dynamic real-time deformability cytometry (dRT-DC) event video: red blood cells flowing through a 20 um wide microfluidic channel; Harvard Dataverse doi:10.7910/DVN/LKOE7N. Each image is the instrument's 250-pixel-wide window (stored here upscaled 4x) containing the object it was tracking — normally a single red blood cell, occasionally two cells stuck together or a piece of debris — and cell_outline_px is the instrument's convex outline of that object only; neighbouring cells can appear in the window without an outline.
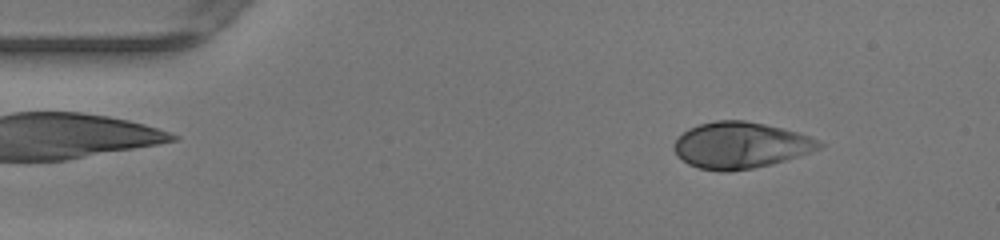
{"species": "human", "species_latin": "Homo sapiens", "temperature_condition": "warm", "stored_images_in_passage": 47, "camera_frame_rate_fps": 3000, "um_per_image_px": 0.085, "donor": {"sex": "female"}, "frame": {"image": 1, "passage_image": 5, "time_ms": 1.333, "image_size_px": [1000, 240], "cell_outline_px": [[824, 144], [820, 148], [800, 156], [772, 164], [752, 168], [728, 172], [720, 172], [700, 168], [688, 164], [676, 156], [672, 148], [672, 144], [688, 128], [700, 124], [716, 120], [744, 120], [764, 124], [796, 132], [820, 140]], "centroid_in_image_um": [62.91, 12.36], "position_along_channel_um": 22.1, "area_um2": 39.25}}
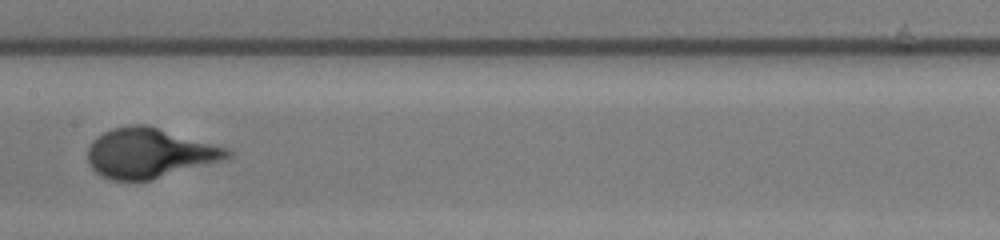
{"frame": {"image": 2, "passage_image": 23, "time_ms": 7.333, "image_size_px": [1000, 240], "cell_outline_px": [[236, 152], [228, 160], [148, 180], [112, 180], [96, 172], [92, 168], [88, 160], [88, 148], [92, 140], [104, 132], [116, 128], [132, 124], [148, 124], [228, 148]], "centroid_in_image_um": [12.78, 13.0], "position_along_channel_um": 194.6, "area_um2": 40.69}}
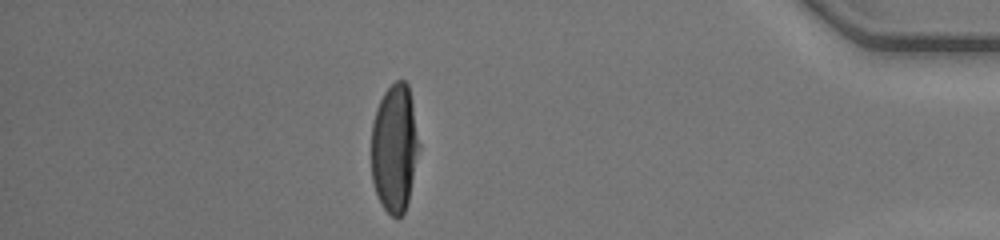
{"frame": {"image": 3, "passage_image": 41, "time_ms": 13.333, "image_size_px": [1000, 240], "cell_outline_px": [[420, 148], [408, 200], [404, 212], [396, 220], [384, 208], [376, 192], [372, 180], [372, 120], [376, 108], [384, 92], [396, 80], [404, 80], [408, 84], [420, 144]], "centroid_in_image_um": [33.54, 12.58], "position_along_channel_um": 401.7, "area_um2": 35.6}}